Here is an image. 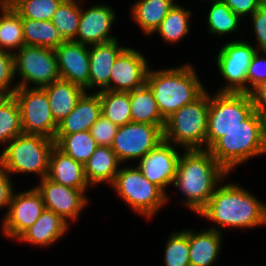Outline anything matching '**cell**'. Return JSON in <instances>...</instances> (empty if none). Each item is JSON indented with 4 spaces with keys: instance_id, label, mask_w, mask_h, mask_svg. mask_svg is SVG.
<instances>
[{
    "instance_id": "23",
    "label": "cell",
    "mask_w": 266,
    "mask_h": 266,
    "mask_svg": "<svg viewBox=\"0 0 266 266\" xmlns=\"http://www.w3.org/2000/svg\"><path fill=\"white\" fill-rule=\"evenodd\" d=\"M223 233L207 229L189 230V260L191 266H211L216 262L222 244Z\"/></svg>"
},
{
    "instance_id": "26",
    "label": "cell",
    "mask_w": 266,
    "mask_h": 266,
    "mask_svg": "<svg viewBox=\"0 0 266 266\" xmlns=\"http://www.w3.org/2000/svg\"><path fill=\"white\" fill-rule=\"evenodd\" d=\"M175 4L174 0H137L131 15L144 34L151 36Z\"/></svg>"
},
{
    "instance_id": "4",
    "label": "cell",
    "mask_w": 266,
    "mask_h": 266,
    "mask_svg": "<svg viewBox=\"0 0 266 266\" xmlns=\"http://www.w3.org/2000/svg\"><path fill=\"white\" fill-rule=\"evenodd\" d=\"M207 150L228 173L250 158L266 155L263 116L255 110L240 125L218 138Z\"/></svg>"
},
{
    "instance_id": "48",
    "label": "cell",
    "mask_w": 266,
    "mask_h": 266,
    "mask_svg": "<svg viewBox=\"0 0 266 266\" xmlns=\"http://www.w3.org/2000/svg\"><path fill=\"white\" fill-rule=\"evenodd\" d=\"M6 97L3 93L0 92V102Z\"/></svg>"
},
{
    "instance_id": "29",
    "label": "cell",
    "mask_w": 266,
    "mask_h": 266,
    "mask_svg": "<svg viewBox=\"0 0 266 266\" xmlns=\"http://www.w3.org/2000/svg\"><path fill=\"white\" fill-rule=\"evenodd\" d=\"M55 145L75 161L85 164L98 147L90 131L56 134Z\"/></svg>"
},
{
    "instance_id": "15",
    "label": "cell",
    "mask_w": 266,
    "mask_h": 266,
    "mask_svg": "<svg viewBox=\"0 0 266 266\" xmlns=\"http://www.w3.org/2000/svg\"><path fill=\"white\" fill-rule=\"evenodd\" d=\"M175 148L174 144L162 140L138 161L137 167L143 176L165 193L166 187L173 184L177 172L180 154Z\"/></svg>"
},
{
    "instance_id": "35",
    "label": "cell",
    "mask_w": 266,
    "mask_h": 266,
    "mask_svg": "<svg viewBox=\"0 0 266 266\" xmlns=\"http://www.w3.org/2000/svg\"><path fill=\"white\" fill-rule=\"evenodd\" d=\"M240 19L223 1L212 2L207 18L209 33L218 36L235 32Z\"/></svg>"
},
{
    "instance_id": "7",
    "label": "cell",
    "mask_w": 266,
    "mask_h": 266,
    "mask_svg": "<svg viewBox=\"0 0 266 266\" xmlns=\"http://www.w3.org/2000/svg\"><path fill=\"white\" fill-rule=\"evenodd\" d=\"M111 186L131 209L147 219L168 201L167 194L144 177L136 166L119 169Z\"/></svg>"
},
{
    "instance_id": "16",
    "label": "cell",
    "mask_w": 266,
    "mask_h": 266,
    "mask_svg": "<svg viewBox=\"0 0 266 266\" xmlns=\"http://www.w3.org/2000/svg\"><path fill=\"white\" fill-rule=\"evenodd\" d=\"M148 62L136 49L127 47L116 59L109 80V91L130 92L146 84Z\"/></svg>"
},
{
    "instance_id": "20",
    "label": "cell",
    "mask_w": 266,
    "mask_h": 266,
    "mask_svg": "<svg viewBox=\"0 0 266 266\" xmlns=\"http://www.w3.org/2000/svg\"><path fill=\"white\" fill-rule=\"evenodd\" d=\"M102 115V105L98 93L87 91L78 100L75 108L58 123L56 134H74L89 131Z\"/></svg>"
},
{
    "instance_id": "49",
    "label": "cell",
    "mask_w": 266,
    "mask_h": 266,
    "mask_svg": "<svg viewBox=\"0 0 266 266\" xmlns=\"http://www.w3.org/2000/svg\"><path fill=\"white\" fill-rule=\"evenodd\" d=\"M205 1V0H204ZM210 2H218V1H223V0H209Z\"/></svg>"
},
{
    "instance_id": "37",
    "label": "cell",
    "mask_w": 266,
    "mask_h": 266,
    "mask_svg": "<svg viewBox=\"0 0 266 266\" xmlns=\"http://www.w3.org/2000/svg\"><path fill=\"white\" fill-rule=\"evenodd\" d=\"M165 266H191L189 260V229L174 232L166 241Z\"/></svg>"
},
{
    "instance_id": "45",
    "label": "cell",
    "mask_w": 266,
    "mask_h": 266,
    "mask_svg": "<svg viewBox=\"0 0 266 266\" xmlns=\"http://www.w3.org/2000/svg\"><path fill=\"white\" fill-rule=\"evenodd\" d=\"M262 116H263V129H264V144L266 147V114Z\"/></svg>"
},
{
    "instance_id": "47",
    "label": "cell",
    "mask_w": 266,
    "mask_h": 266,
    "mask_svg": "<svg viewBox=\"0 0 266 266\" xmlns=\"http://www.w3.org/2000/svg\"><path fill=\"white\" fill-rule=\"evenodd\" d=\"M258 7L266 8V0H257Z\"/></svg>"
},
{
    "instance_id": "46",
    "label": "cell",
    "mask_w": 266,
    "mask_h": 266,
    "mask_svg": "<svg viewBox=\"0 0 266 266\" xmlns=\"http://www.w3.org/2000/svg\"><path fill=\"white\" fill-rule=\"evenodd\" d=\"M16 0H0L1 5H12Z\"/></svg>"
},
{
    "instance_id": "9",
    "label": "cell",
    "mask_w": 266,
    "mask_h": 266,
    "mask_svg": "<svg viewBox=\"0 0 266 266\" xmlns=\"http://www.w3.org/2000/svg\"><path fill=\"white\" fill-rule=\"evenodd\" d=\"M13 55L14 76L19 73L22 80L17 82L18 88H28L29 83L42 88L61 79L54 49L24 45Z\"/></svg>"
},
{
    "instance_id": "11",
    "label": "cell",
    "mask_w": 266,
    "mask_h": 266,
    "mask_svg": "<svg viewBox=\"0 0 266 266\" xmlns=\"http://www.w3.org/2000/svg\"><path fill=\"white\" fill-rule=\"evenodd\" d=\"M256 52V48L243 40H234L222 46L217 55V70L227 84L218 92H250L247 72Z\"/></svg>"
},
{
    "instance_id": "19",
    "label": "cell",
    "mask_w": 266,
    "mask_h": 266,
    "mask_svg": "<svg viewBox=\"0 0 266 266\" xmlns=\"http://www.w3.org/2000/svg\"><path fill=\"white\" fill-rule=\"evenodd\" d=\"M118 40L89 46V89L109 90L111 68L117 57L127 48ZM91 48V49H90Z\"/></svg>"
},
{
    "instance_id": "32",
    "label": "cell",
    "mask_w": 266,
    "mask_h": 266,
    "mask_svg": "<svg viewBox=\"0 0 266 266\" xmlns=\"http://www.w3.org/2000/svg\"><path fill=\"white\" fill-rule=\"evenodd\" d=\"M78 1V2H77ZM81 0H64L51 18L57 33L64 41L74 40L81 16Z\"/></svg>"
},
{
    "instance_id": "8",
    "label": "cell",
    "mask_w": 266,
    "mask_h": 266,
    "mask_svg": "<svg viewBox=\"0 0 266 266\" xmlns=\"http://www.w3.org/2000/svg\"><path fill=\"white\" fill-rule=\"evenodd\" d=\"M255 111L249 93L216 92L209 95L208 127L206 146L208 149L226 132L240 125Z\"/></svg>"
},
{
    "instance_id": "43",
    "label": "cell",
    "mask_w": 266,
    "mask_h": 266,
    "mask_svg": "<svg viewBox=\"0 0 266 266\" xmlns=\"http://www.w3.org/2000/svg\"><path fill=\"white\" fill-rule=\"evenodd\" d=\"M223 2L239 17L252 15L257 9V0H223Z\"/></svg>"
},
{
    "instance_id": "22",
    "label": "cell",
    "mask_w": 266,
    "mask_h": 266,
    "mask_svg": "<svg viewBox=\"0 0 266 266\" xmlns=\"http://www.w3.org/2000/svg\"><path fill=\"white\" fill-rule=\"evenodd\" d=\"M68 228L69 224L59 215L45 209L38 220L17 240L47 247L58 241L69 230Z\"/></svg>"
},
{
    "instance_id": "14",
    "label": "cell",
    "mask_w": 266,
    "mask_h": 266,
    "mask_svg": "<svg viewBox=\"0 0 266 266\" xmlns=\"http://www.w3.org/2000/svg\"><path fill=\"white\" fill-rule=\"evenodd\" d=\"M35 188L42 196L45 209L53 211L68 224L70 220L79 218L80 212L88 205L86 189L64 186L48 177L41 179Z\"/></svg>"
},
{
    "instance_id": "10",
    "label": "cell",
    "mask_w": 266,
    "mask_h": 266,
    "mask_svg": "<svg viewBox=\"0 0 266 266\" xmlns=\"http://www.w3.org/2000/svg\"><path fill=\"white\" fill-rule=\"evenodd\" d=\"M20 108L23 133L40 134L54 139L58 123L54 120L43 88H17L13 94Z\"/></svg>"
},
{
    "instance_id": "42",
    "label": "cell",
    "mask_w": 266,
    "mask_h": 266,
    "mask_svg": "<svg viewBox=\"0 0 266 266\" xmlns=\"http://www.w3.org/2000/svg\"><path fill=\"white\" fill-rule=\"evenodd\" d=\"M11 175L0 164V208L8 207L10 205L11 197L14 188L11 182Z\"/></svg>"
},
{
    "instance_id": "25",
    "label": "cell",
    "mask_w": 266,
    "mask_h": 266,
    "mask_svg": "<svg viewBox=\"0 0 266 266\" xmlns=\"http://www.w3.org/2000/svg\"><path fill=\"white\" fill-rule=\"evenodd\" d=\"M121 163L111 147L98 146L89 160L84 164V173L89 185L107 182L112 184Z\"/></svg>"
},
{
    "instance_id": "17",
    "label": "cell",
    "mask_w": 266,
    "mask_h": 266,
    "mask_svg": "<svg viewBox=\"0 0 266 266\" xmlns=\"http://www.w3.org/2000/svg\"><path fill=\"white\" fill-rule=\"evenodd\" d=\"M115 15L110 5L96 4L86 11L81 9L78 30L73 41L91 46L117 39L109 35Z\"/></svg>"
},
{
    "instance_id": "39",
    "label": "cell",
    "mask_w": 266,
    "mask_h": 266,
    "mask_svg": "<svg viewBox=\"0 0 266 266\" xmlns=\"http://www.w3.org/2000/svg\"><path fill=\"white\" fill-rule=\"evenodd\" d=\"M118 128V125L101 115L89 131L98 146L111 147Z\"/></svg>"
},
{
    "instance_id": "6",
    "label": "cell",
    "mask_w": 266,
    "mask_h": 266,
    "mask_svg": "<svg viewBox=\"0 0 266 266\" xmlns=\"http://www.w3.org/2000/svg\"><path fill=\"white\" fill-rule=\"evenodd\" d=\"M0 155V164L9 174L36 173L48 176L49 158L55 140L40 134H26L12 139Z\"/></svg>"
},
{
    "instance_id": "28",
    "label": "cell",
    "mask_w": 266,
    "mask_h": 266,
    "mask_svg": "<svg viewBox=\"0 0 266 266\" xmlns=\"http://www.w3.org/2000/svg\"><path fill=\"white\" fill-rule=\"evenodd\" d=\"M25 45L58 48L64 40L60 37L50 20H34L22 18Z\"/></svg>"
},
{
    "instance_id": "38",
    "label": "cell",
    "mask_w": 266,
    "mask_h": 266,
    "mask_svg": "<svg viewBox=\"0 0 266 266\" xmlns=\"http://www.w3.org/2000/svg\"><path fill=\"white\" fill-rule=\"evenodd\" d=\"M14 79L13 52L0 50V92L6 96H13L17 85L10 86ZM11 83V84H10ZM11 87V88H10Z\"/></svg>"
},
{
    "instance_id": "24",
    "label": "cell",
    "mask_w": 266,
    "mask_h": 266,
    "mask_svg": "<svg viewBox=\"0 0 266 266\" xmlns=\"http://www.w3.org/2000/svg\"><path fill=\"white\" fill-rule=\"evenodd\" d=\"M47 96L54 120L59 123L76 106L78 100L86 92L81 86L59 79L42 87Z\"/></svg>"
},
{
    "instance_id": "18",
    "label": "cell",
    "mask_w": 266,
    "mask_h": 266,
    "mask_svg": "<svg viewBox=\"0 0 266 266\" xmlns=\"http://www.w3.org/2000/svg\"><path fill=\"white\" fill-rule=\"evenodd\" d=\"M55 52L61 79L89 90V46L64 41Z\"/></svg>"
},
{
    "instance_id": "40",
    "label": "cell",
    "mask_w": 266,
    "mask_h": 266,
    "mask_svg": "<svg viewBox=\"0 0 266 266\" xmlns=\"http://www.w3.org/2000/svg\"><path fill=\"white\" fill-rule=\"evenodd\" d=\"M261 54L263 57L259 55V52H256L248 68L247 82L248 84L251 83L250 91L259 83L266 81V52Z\"/></svg>"
},
{
    "instance_id": "2",
    "label": "cell",
    "mask_w": 266,
    "mask_h": 266,
    "mask_svg": "<svg viewBox=\"0 0 266 266\" xmlns=\"http://www.w3.org/2000/svg\"><path fill=\"white\" fill-rule=\"evenodd\" d=\"M227 174L207 149L184 150L173 184L186 197L184 205L198 214Z\"/></svg>"
},
{
    "instance_id": "36",
    "label": "cell",
    "mask_w": 266,
    "mask_h": 266,
    "mask_svg": "<svg viewBox=\"0 0 266 266\" xmlns=\"http://www.w3.org/2000/svg\"><path fill=\"white\" fill-rule=\"evenodd\" d=\"M64 0H16L11 6L21 18L51 20Z\"/></svg>"
},
{
    "instance_id": "30",
    "label": "cell",
    "mask_w": 266,
    "mask_h": 266,
    "mask_svg": "<svg viewBox=\"0 0 266 266\" xmlns=\"http://www.w3.org/2000/svg\"><path fill=\"white\" fill-rule=\"evenodd\" d=\"M0 8V50L11 52L15 48L18 51L25 45L22 18L11 5Z\"/></svg>"
},
{
    "instance_id": "13",
    "label": "cell",
    "mask_w": 266,
    "mask_h": 266,
    "mask_svg": "<svg viewBox=\"0 0 266 266\" xmlns=\"http://www.w3.org/2000/svg\"><path fill=\"white\" fill-rule=\"evenodd\" d=\"M44 210L42 196L35 187L20 193L13 192L9 209L2 221L3 233L8 238L18 239Z\"/></svg>"
},
{
    "instance_id": "5",
    "label": "cell",
    "mask_w": 266,
    "mask_h": 266,
    "mask_svg": "<svg viewBox=\"0 0 266 266\" xmlns=\"http://www.w3.org/2000/svg\"><path fill=\"white\" fill-rule=\"evenodd\" d=\"M207 90L192 103L182 106L165 121L163 138L184 150H203L208 127Z\"/></svg>"
},
{
    "instance_id": "3",
    "label": "cell",
    "mask_w": 266,
    "mask_h": 266,
    "mask_svg": "<svg viewBox=\"0 0 266 266\" xmlns=\"http://www.w3.org/2000/svg\"><path fill=\"white\" fill-rule=\"evenodd\" d=\"M195 71L190 63L172 69L148 70L146 85L165 120L206 91Z\"/></svg>"
},
{
    "instance_id": "12",
    "label": "cell",
    "mask_w": 266,
    "mask_h": 266,
    "mask_svg": "<svg viewBox=\"0 0 266 266\" xmlns=\"http://www.w3.org/2000/svg\"><path fill=\"white\" fill-rule=\"evenodd\" d=\"M163 138V130L158 125L130 122L119 126L111 148L119 162L141 159L155 148Z\"/></svg>"
},
{
    "instance_id": "41",
    "label": "cell",
    "mask_w": 266,
    "mask_h": 266,
    "mask_svg": "<svg viewBox=\"0 0 266 266\" xmlns=\"http://www.w3.org/2000/svg\"><path fill=\"white\" fill-rule=\"evenodd\" d=\"M250 18L258 44L257 52H266V8L258 7Z\"/></svg>"
},
{
    "instance_id": "44",
    "label": "cell",
    "mask_w": 266,
    "mask_h": 266,
    "mask_svg": "<svg viewBox=\"0 0 266 266\" xmlns=\"http://www.w3.org/2000/svg\"><path fill=\"white\" fill-rule=\"evenodd\" d=\"M255 110L261 115L266 114V81L259 83L249 92Z\"/></svg>"
},
{
    "instance_id": "21",
    "label": "cell",
    "mask_w": 266,
    "mask_h": 266,
    "mask_svg": "<svg viewBox=\"0 0 266 266\" xmlns=\"http://www.w3.org/2000/svg\"><path fill=\"white\" fill-rule=\"evenodd\" d=\"M47 177L56 183L74 189L89 187L84 173V165L65 154L56 145L50 153Z\"/></svg>"
},
{
    "instance_id": "1",
    "label": "cell",
    "mask_w": 266,
    "mask_h": 266,
    "mask_svg": "<svg viewBox=\"0 0 266 266\" xmlns=\"http://www.w3.org/2000/svg\"><path fill=\"white\" fill-rule=\"evenodd\" d=\"M220 185L222 184H219L209 202L198 213L220 225L219 228L216 226L210 229L223 232L220 229L225 227L243 229L266 225L265 203L240 184Z\"/></svg>"
},
{
    "instance_id": "31",
    "label": "cell",
    "mask_w": 266,
    "mask_h": 266,
    "mask_svg": "<svg viewBox=\"0 0 266 266\" xmlns=\"http://www.w3.org/2000/svg\"><path fill=\"white\" fill-rule=\"evenodd\" d=\"M102 105V115L118 126L132 121L130 92H113L103 90L97 92Z\"/></svg>"
},
{
    "instance_id": "33",
    "label": "cell",
    "mask_w": 266,
    "mask_h": 266,
    "mask_svg": "<svg viewBox=\"0 0 266 266\" xmlns=\"http://www.w3.org/2000/svg\"><path fill=\"white\" fill-rule=\"evenodd\" d=\"M191 11L175 4L160 23L155 32H158L166 43L179 42L190 31L189 18Z\"/></svg>"
},
{
    "instance_id": "34",
    "label": "cell",
    "mask_w": 266,
    "mask_h": 266,
    "mask_svg": "<svg viewBox=\"0 0 266 266\" xmlns=\"http://www.w3.org/2000/svg\"><path fill=\"white\" fill-rule=\"evenodd\" d=\"M22 133L18 102L14 96H6L0 102V143L7 145Z\"/></svg>"
},
{
    "instance_id": "27",
    "label": "cell",
    "mask_w": 266,
    "mask_h": 266,
    "mask_svg": "<svg viewBox=\"0 0 266 266\" xmlns=\"http://www.w3.org/2000/svg\"><path fill=\"white\" fill-rule=\"evenodd\" d=\"M130 105L132 122L158 125L164 129L166 120L162 117L153 93L146 84L130 91Z\"/></svg>"
}]
</instances>
